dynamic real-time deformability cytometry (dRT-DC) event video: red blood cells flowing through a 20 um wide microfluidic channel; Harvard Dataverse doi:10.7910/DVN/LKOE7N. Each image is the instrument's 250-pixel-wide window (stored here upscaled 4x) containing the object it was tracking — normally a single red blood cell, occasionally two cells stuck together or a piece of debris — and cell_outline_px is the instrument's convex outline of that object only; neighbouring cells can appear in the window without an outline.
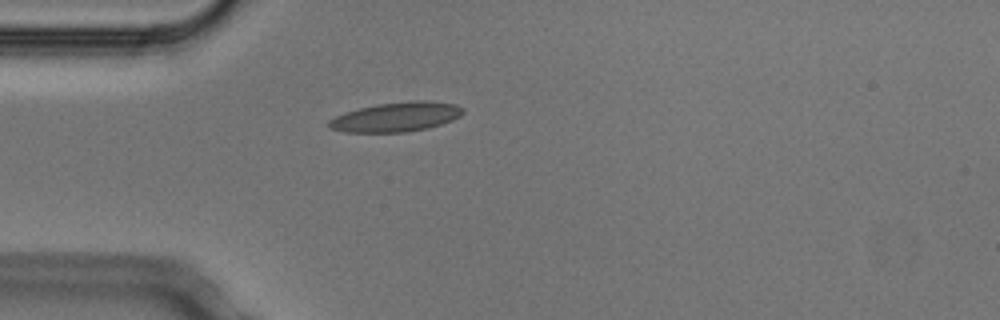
{"species": "Egyptian fruit bat (a non-hibernating species)", "species_latin": "Rousettus aegyptiacus", "temperature_condition": "cold", "stored_images_in_passage": 6, "camera_frame_rate_fps": 3000, "um_per_image_px": 0.085, "animal": {"sex": "male"}, "frame": {"image": 1, "passage_image": 6, "time_ms": 1.667, "image_size_px": [1000, 320], "cell_outline_px": [[464, 112], [460, 116], [452, 120], [428, 128], [404, 132], [344, 132], [328, 128], [328, 120], [344, 112], [376, 104], [412, 100], [424, 100], [456, 104], [464, 108]], "centroid_in_image_um": [33.67, 9.93], "position_along_channel_um": 51.3, "area_um2": 23.12}}